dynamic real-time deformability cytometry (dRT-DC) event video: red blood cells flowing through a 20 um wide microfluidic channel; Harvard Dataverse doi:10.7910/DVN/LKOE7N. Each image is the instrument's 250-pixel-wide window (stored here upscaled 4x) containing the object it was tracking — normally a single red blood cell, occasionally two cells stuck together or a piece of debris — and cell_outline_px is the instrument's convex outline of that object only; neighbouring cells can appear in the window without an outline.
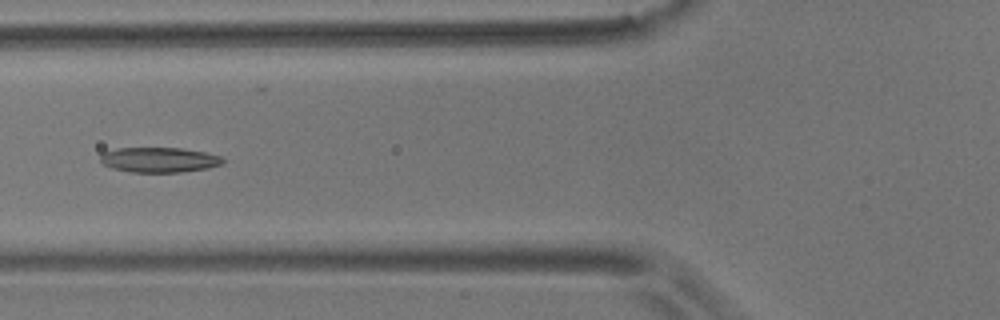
{"species": "common noctule bat (a hibernating species)", "species_latin": "Nyctalus noctula", "temperature_condition": "room temperature", "stored_images_in_passage": 5, "camera_frame_rate_fps": 3000, "um_per_image_px": 0.085, "animal": {"sex": "male", "body_mass_g": 17.9}, "frame": {"image": 1, "passage_image": 5, "time_ms": 4.667, "image_size_px": [1000, 320], "cell_outline_px": [[224, 164], [208, 168], [180, 172], [132, 172], [112, 168], [104, 164], [100, 160], [100, 156], [104, 152], [116, 148], [180, 148], [204, 152], [220, 156], [224, 160]], "centroid_in_image_um": [13.54, 13.58], "position_along_channel_um": 112.3, "area_um2": 17.8}}